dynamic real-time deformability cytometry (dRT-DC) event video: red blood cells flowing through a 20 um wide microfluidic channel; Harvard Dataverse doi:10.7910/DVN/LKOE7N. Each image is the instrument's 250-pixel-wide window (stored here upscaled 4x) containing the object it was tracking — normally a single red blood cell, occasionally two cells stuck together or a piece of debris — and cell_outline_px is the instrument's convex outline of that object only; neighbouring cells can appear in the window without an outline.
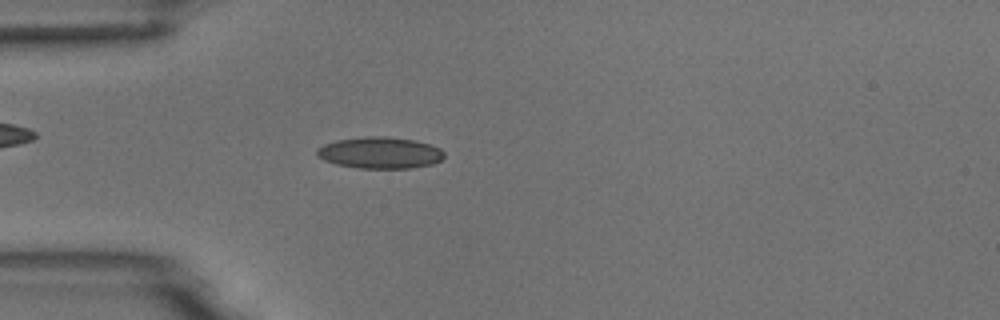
{"species": "common noctule bat (a hibernating species)", "species_latin": "Nyctalus noctula", "temperature_condition": "room temperature", "stored_images_in_passage": 50, "camera_frame_rate_fps": 3000, "um_per_image_px": 0.085, "animal": {"sex": "male", "body_mass_g": 18.8}, "frame": {"image": 1, "passage_image": 11, "time_ms": 3.333, "image_size_px": [1000, 320], "cell_outline_px": [[444, 156], [440, 160], [432, 164], [412, 168], [356, 168], [336, 164], [324, 160], [316, 156], [316, 148], [324, 144], [336, 140], [364, 136], [388, 136], [416, 140], [440, 148], [444, 152]], "centroid_in_image_um": [32.27, 12.98], "position_along_channel_um": 52.7, "area_um2": 23.58}}
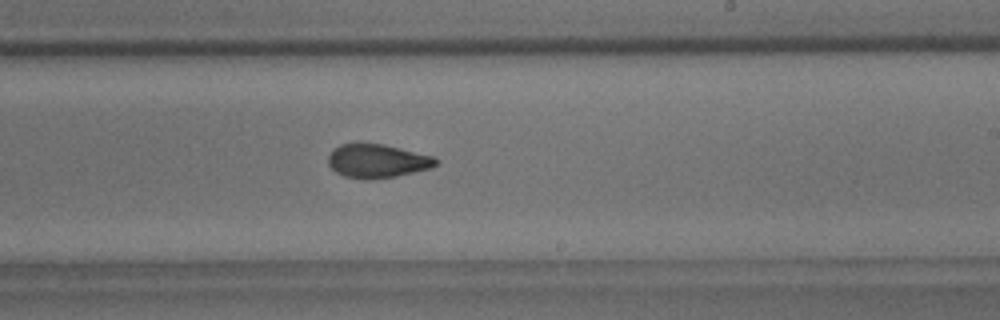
{"frame": {"image": 2, "passage_image": 28, "time_ms": 9.0, "image_size_px": [1000, 320], "cell_outline_px": [[440, 160], [432, 168], [396, 176], [372, 180], [368, 180], [344, 176], [336, 172], [328, 164], [328, 156], [340, 144], [356, 140], [384, 144], [436, 156]], "centroid_in_image_um": [32.08, 13.65], "position_along_channel_um": 256.9, "area_um2": 21.85}}
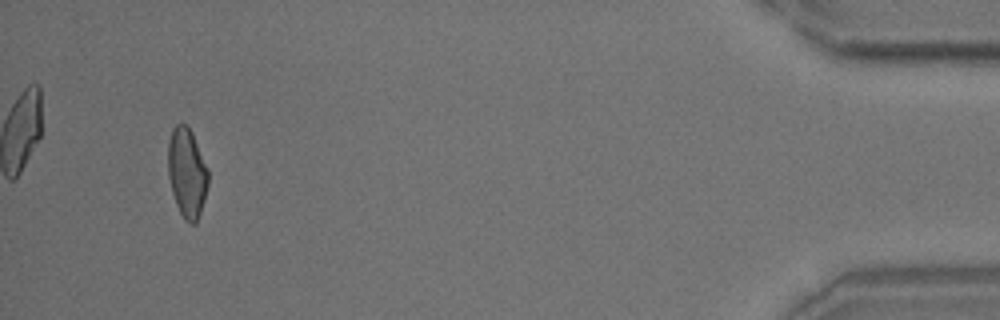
{"frame": {"image": 3, "passage_image": 47, "time_ms": 15.333, "image_size_px": [1000, 320], "cell_outline_px": [[208, 184], [204, 200], [196, 224], [192, 224], [184, 220], [176, 204], [172, 192], [168, 176], [168, 140], [172, 128], [176, 124], [188, 124], [192, 132], [208, 168]], "centroid_in_image_um": [15.88, 14.66], "position_along_channel_um": 419.3, "area_um2": 21.1}, "authors_computed_cell_mechanics": {"area_um2": 21.4438, "velocity_mm_per_s": 3.7346, "shape_relaxation_time_tau1_ms": 8.7651, "shape_relaxation_time_tau2_ms": 1.7926, "deformation_change_tau1": 0.1979, "deformation_change_tau2": 0.0691}}